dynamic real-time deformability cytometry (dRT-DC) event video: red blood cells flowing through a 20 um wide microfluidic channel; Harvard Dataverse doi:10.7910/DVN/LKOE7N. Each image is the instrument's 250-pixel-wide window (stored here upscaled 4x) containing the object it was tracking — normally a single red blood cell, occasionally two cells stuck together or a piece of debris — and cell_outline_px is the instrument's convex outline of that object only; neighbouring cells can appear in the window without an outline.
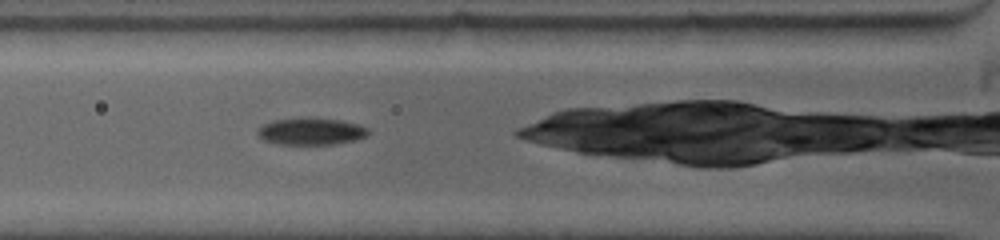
{"species": "common noctule bat (a hibernating species)", "species_latin": "Nyctalus noctula", "temperature_condition": "warm", "stored_images_in_passage": 3, "camera_frame_rate_fps": 5000, "um_per_image_px": 0.085, "animal": {"sex": "female", "body_mass_g": 19.0, "forearm_length_mm": 53.3}, "frame": {"image": 1, "passage_image": 3, "time_ms": 1.4, "image_size_px": [1000, 240], "cell_outline_px": [[368, 132], [364, 136], [356, 140], [336, 144], [276, 144], [264, 140], [256, 132], [256, 128], [272, 120], [308, 116], [340, 120], [356, 124], [368, 128]], "centroid_in_image_um": [26.38, 11.15], "position_along_channel_um": 99.4, "area_um2": 17.63}}